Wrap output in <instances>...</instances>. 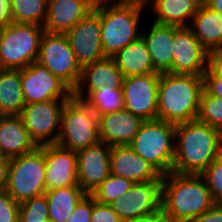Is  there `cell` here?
Segmentation results:
<instances>
[{"label": "cell", "mask_w": 222, "mask_h": 222, "mask_svg": "<svg viewBox=\"0 0 222 222\" xmlns=\"http://www.w3.org/2000/svg\"><path fill=\"white\" fill-rule=\"evenodd\" d=\"M203 91V76L161 73L158 119L174 125L196 120Z\"/></svg>", "instance_id": "3957f363"}, {"label": "cell", "mask_w": 222, "mask_h": 222, "mask_svg": "<svg viewBox=\"0 0 222 222\" xmlns=\"http://www.w3.org/2000/svg\"><path fill=\"white\" fill-rule=\"evenodd\" d=\"M20 203L16 202L6 190L0 192V222H18Z\"/></svg>", "instance_id": "e575fe53"}, {"label": "cell", "mask_w": 222, "mask_h": 222, "mask_svg": "<svg viewBox=\"0 0 222 222\" xmlns=\"http://www.w3.org/2000/svg\"><path fill=\"white\" fill-rule=\"evenodd\" d=\"M21 87L26 104L49 100H68L73 90L37 61L21 69Z\"/></svg>", "instance_id": "7c38bea8"}, {"label": "cell", "mask_w": 222, "mask_h": 222, "mask_svg": "<svg viewBox=\"0 0 222 222\" xmlns=\"http://www.w3.org/2000/svg\"><path fill=\"white\" fill-rule=\"evenodd\" d=\"M9 1L10 0H0V24L11 22Z\"/></svg>", "instance_id": "7bdbcfd3"}, {"label": "cell", "mask_w": 222, "mask_h": 222, "mask_svg": "<svg viewBox=\"0 0 222 222\" xmlns=\"http://www.w3.org/2000/svg\"><path fill=\"white\" fill-rule=\"evenodd\" d=\"M43 26L9 22L5 24L0 44V69H23L36 62Z\"/></svg>", "instance_id": "52a82bcc"}, {"label": "cell", "mask_w": 222, "mask_h": 222, "mask_svg": "<svg viewBox=\"0 0 222 222\" xmlns=\"http://www.w3.org/2000/svg\"><path fill=\"white\" fill-rule=\"evenodd\" d=\"M149 51L154 69L159 73H166L172 69L174 25H162L153 22L147 34L141 32Z\"/></svg>", "instance_id": "603a6c76"}, {"label": "cell", "mask_w": 222, "mask_h": 222, "mask_svg": "<svg viewBox=\"0 0 222 222\" xmlns=\"http://www.w3.org/2000/svg\"><path fill=\"white\" fill-rule=\"evenodd\" d=\"M67 100L26 104L20 114L30 138L39 146L56 144L61 129V113Z\"/></svg>", "instance_id": "30bf717a"}, {"label": "cell", "mask_w": 222, "mask_h": 222, "mask_svg": "<svg viewBox=\"0 0 222 222\" xmlns=\"http://www.w3.org/2000/svg\"><path fill=\"white\" fill-rule=\"evenodd\" d=\"M200 5H206L209 0H195Z\"/></svg>", "instance_id": "7dc6e473"}, {"label": "cell", "mask_w": 222, "mask_h": 222, "mask_svg": "<svg viewBox=\"0 0 222 222\" xmlns=\"http://www.w3.org/2000/svg\"><path fill=\"white\" fill-rule=\"evenodd\" d=\"M125 77L157 72L151 62L149 51L143 38L131 42L112 57Z\"/></svg>", "instance_id": "484cf974"}, {"label": "cell", "mask_w": 222, "mask_h": 222, "mask_svg": "<svg viewBox=\"0 0 222 222\" xmlns=\"http://www.w3.org/2000/svg\"><path fill=\"white\" fill-rule=\"evenodd\" d=\"M84 101L93 109L97 116L124 110L122 87L101 86L100 90L92 91Z\"/></svg>", "instance_id": "f1b7e54d"}, {"label": "cell", "mask_w": 222, "mask_h": 222, "mask_svg": "<svg viewBox=\"0 0 222 222\" xmlns=\"http://www.w3.org/2000/svg\"><path fill=\"white\" fill-rule=\"evenodd\" d=\"M159 72L123 79L124 108L143 120L158 119Z\"/></svg>", "instance_id": "4fadbf2b"}, {"label": "cell", "mask_w": 222, "mask_h": 222, "mask_svg": "<svg viewBox=\"0 0 222 222\" xmlns=\"http://www.w3.org/2000/svg\"><path fill=\"white\" fill-rule=\"evenodd\" d=\"M206 5L222 14V0H209Z\"/></svg>", "instance_id": "ee69618b"}, {"label": "cell", "mask_w": 222, "mask_h": 222, "mask_svg": "<svg viewBox=\"0 0 222 222\" xmlns=\"http://www.w3.org/2000/svg\"><path fill=\"white\" fill-rule=\"evenodd\" d=\"M190 28L194 36L201 42L203 48L211 53L219 50L222 46V14L209 8L207 5H200L193 16Z\"/></svg>", "instance_id": "cb8c5ba5"}, {"label": "cell", "mask_w": 222, "mask_h": 222, "mask_svg": "<svg viewBox=\"0 0 222 222\" xmlns=\"http://www.w3.org/2000/svg\"><path fill=\"white\" fill-rule=\"evenodd\" d=\"M4 26H5V24H0V44H1V40H2V33L4 30Z\"/></svg>", "instance_id": "bcb514c9"}, {"label": "cell", "mask_w": 222, "mask_h": 222, "mask_svg": "<svg viewBox=\"0 0 222 222\" xmlns=\"http://www.w3.org/2000/svg\"><path fill=\"white\" fill-rule=\"evenodd\" d=\"M101 34L100 1H98L91 12L65 33L81 68L106 58Z\"/></svg>", "instance_id": "8fae6325"}, {"label": "cell", "mask_w": 222, "mask_h": 222, "mask_svg": "<svg viewBox=\"0 0 222 222\" xmlns=\"http://www.w3.org/2000/svg\"><path fill=\"white\" fill-rule=\"evenodd\" d=\"M94 0H48L46 32L65 34L94 9Z\"/></svg>", "instance_id": "d6986e66"}, {"label": "cell", "mask_w": 222, "mask_h": 222, "mask_svg": "<svg viewBox=\"0 0 222 222\" xmlns=\"http://www.w3.org/2000/svg\"><path fill=\"white\" fill-rule=\"evenodd\" d=\"M91 222H123L112 209L110 204H103L96 201L93 196V211Z\"/></svg>", "instance_id": "8d00e7d4"}, {"label": "cell", "mask_w": 222, "mask_h": 222, "mask_svg": "<svg viewBox=\"0 0 222 222\" xmlns=\"http://www.w3.org/2000/svg\"><path fill=\"white\" fill-rule=\"evenodd\" d=\"M49 210L45 194L20 203L18 222H48Z\"/></svg>", "instance_id": "d6a6232c"}, {"label": "cell", "mask_w": 222, "mask_h": 222, "mask_svg": "<svg viewBox=\"0 0 222 222\" xmlns=\"http://www.w3.org/2000/svg\"><path fill=\"white\" fill-rule=\"evenodd\" d=\"M44 194L48 203L49 221L67 222L87 193L80 186H68L47 190Z\"/></svg>", "instance_id": "83f0119b"}, {"label": "cell", "mask_w": 222, "mask_h": 222, "mask_svg": "<svg viewBox=\"0 0 222 222\" xmlns=\"http://www.w3.org/2000/svg\"><path fill=\"white\" fill-rule=\"evenodd\" d=\"M48 0H10L11 21L15 23H45Z\"/></svg>", "instance_id": "f546056e"}, {"label": "cell", "mask_w": 222, "mask_h": 222, "mask_svg": "<svg viewBox=\"0 0 222 222\" xmlns=\"http://www.w3.org/2000/svg\"><path fill=\"white\" fill-rule=\"evenodd\" d=\"M99 142L98 116L84 100L72 96L62 109L56 144L77 152Z\"/></svg>", "instance_id": "8992f818"}, {"label": "cell", "mask_w": 222, "mask_h": 222, "mask_svg": "<svg viewBox=\"0 0 222 222\" xmlns=\"http://www.w3.org/2000/svg\"><path fill=\"white\" fill-rule=\"evenodd\" d=\"M208 69L216 77L222 79V51L220 49L209 53Z\"/></svg>", "instance_id": "60d3db41"}, {"label": "cell", "mask_w": 222, "mask_h": 222, "mask_svg": "<svg viewBox=\"0 0 222 222\" xmlns=\"http://www.w3.org/2000/svg\"><path fill=\"white\" fill-rule=\"evenodd\" d=\"M200 175L204 178L214 203L222 204V162L216 158Z\"/></svg>", "instance_id": "836d02e7"}, {"label": "cell", "mask_w": 222, "mask_h": 222, "mask_svg": "<svg viewBox=\"0 0 222 222\" xmlns=\"http://www.w3.org/2000/svg\"><path fill=\"white\" fill-rule=\"evenodd\" d=\"M45 189L79 186L77 181V154L57 144L44 145Z\"/></svg>", "instance_id": "e0dca14e"}, {"label": "cell", "mask_w": 222, "mask_h": 222, "mask_svg": "<svg viewBox=\"0 0 222 222\" xmlns=\"http://www.w3.org/2000/svg\"><path fill=\"white\" fill-rule=\"evenodd\" d=\"M176 125L164 120H146L130 143L135 153L162 175L172 172Z\"/></svg>", "instance_id": "5b68a950"}, {"label": "cell", "mask_w": 222, "mask_h": 222, "mask_svg": "<svg viewBox=\"0 0 222 222\" xmlns=\"http://www.w3.org/2000/svg\"><path fill=\"white\" fill-rule=\"evenodd\" d=\"M37 62L74 90L81 77V66L65 34L44 32Z\"/></svg>", "instance_id": "9c48e42d"}, {"label": "cell", "mask_w": 222, "mask_h": 222, "mask_svg": "<svg viewBox=\"0 0 222 222\" xmlns=\"http://www.w3.org/2000/svg\"><path fill=\"white\" fill-rule=\"evenodd\" d=\"M45 169L44 145L10 159L5 190L18 203L43 195Z\"/></svg>", "instance_id": "ba28073f"}, {"label": "cell", "mask_w": 222, "mask_h": 222, "mask_svg": "<svg viewBox=\"0 0 222 222\" xmlns=\"http://www.w3.org/2000/svg\"><path fill=\"white\" fill-rule=\"evenodd\" d=\"M123 79L122 71L117 67L115 60L106 57L82 67L81 77L77 87L73 90V96L84 100L92 91L100 90L102 85L122 87Z\"/></svg>", "instance_id": "44dd1931"}, {"label": "cell", "mask_w": 222, "mask_h": 222, "mask_svg": "<svg viewBox=\"0 0 222 222\" xmlns=\"http://www.w3.org/2000/svg\"><path fill=\"white\" fill-rule=\"evenodd\" d=\"M217 158L222 162V140H221L220 147L218 150Z\"/></svg>", "instance_id": "f6af8a7d"}, {"label": "cell", "mask_w": 222, "mask_h": 222, "mask_svg": "<svg viewBox=\"0 0 222 222\" xmlns=\"http://www.w3.org/2000/svg\"><path fill=\"white\" fill-rule=\"evenodd\" d=\"M200 174L170 172L163 175L162 208L169 222H190L214 205Z\"/></svg>", "instance_id": "7a4b0ae2"}, {"label": "cell", "mask_w": 222, "mask_h": 222, "mask_svg": "<svg viewBox=\"0 0 222 222\" xmlns=\"http://www.w3.org/2000/svg\"><path fill=\"white\" fill-rule=\"evenodd\" d=\"M154 12L153 22L162 25L190 26L189 21L198 11L200 4L195 0H145Z\"/></svg>", "instance_id": "d4e9b609"}, {"label": "cell", "mask_w": 222, "mask_h": 222, "mask_svg": "<svg viewBox=\"0 0 222 222\" xmlns=\"http://www.w3.org/2000/svg\"><path fill=\"white\" fill-rule=\"evenodd\" d=\"M111 146L104 142L78 150L77 181L87 193L92 194L110 175Z\"/></svg>", "instance_id": "2e32d148"}, {"label": "cell", "mask_w": 222, "mask_h": 222, "mask_svg": "<svg viewBox=\"0 0 222 222\" xmlns=\"http://www.w3.org/2000/svg\"><path fill=\"white\" fill-rule=\"evenodd\" d=\"M134 182L124 177L111 174L101 183L92 195L96 201L103 204H111L117 198L124 195L134 186Z\"/></svg>", "instance_id": "4dcf8cb0"}, {"label": "cell", "mask_w": 222, "mask_h": 222, "mask_svg": "<svg viewBox=\"0 0 222 222\" xmlns=\"http://www.w3.org/2000/svg\"><path fill=\"white\" fill-rule=\"evenodd\" d=\"M110 173L134 183L163 180V175L129 145L111 147Z\"/></svg>", "instance_id": "ac0fdd59"}, {"label": "cell", "mask_w": 222, "mask_h": 222, "mask_svg": "<svg viewBox=\"0 0 222 222\" xmlns=\"http://www.w3.org/2000/svg\"><path fill=\"white\" fill-rule=\"evenodd\" d=\"M38 146L30 138L20 115H0V154L15 158L34 151Z\"/></svg>", "instance_id": "7402d4cb"}, {"label": "cell", "mask_w": 222, "mask_h": 222, "mask_svg": "<svg viewBox=\"0 0 222 222\" xmlns=\"http://www.w3.org/2000/svg\"><path fill=\"white\" fill-rule=\"evenodd\" d=\"M162 182L151 180L135 183L110 206L122 221L151 213L162 207Z\"/></svg>", "instance_id": "9a60e30c"}, {"label": "cell", "mask_w": 222, "mask_h": 222, "mask_svg": "<svg viewBox=\"0 0 222 222\" xmlns=\"http://www.w3.org/2000/svg\"><path fill=\"white\" fill-rule=\"evenodd\" d=\"M190 222H222V204H214L209 210Z\"/></svg>", "instance_id": "f35d334b"}, {"label": "cell", "mask_w": 222, "mask_h": 222, "mask_svg": "<svg viewBox=\"0 0 222 222\" xmlns=\"http://www.w3.org/2000/svg\"><path fill=\"white\" fill-rule=\"evenodd\" d=\"M9 164V158H0V192L6 189Z\"/></svg>", "instance_id": "b9f144b4"}, {"label": "cell", "mask_w": 222, "mask_h": 222, "mask_svg": "<svg viewBox=\"0 0 222 222\" xmlns=\"http://www.w3.org/2000/svg\"><path fill=\"white\" fill-rule=\"evenodd\" d=\"M123 222H169L161 207L151 213L124 220Z\"/></svg>", "instance_id": "ab89813d"}, {"label": "cell", "mask_w": 222, "mask_h": 222, "mask_svg": "<svg viewBox=\"0 0 222 222\" xmlns=\"http://www.w3.org/2000/svg\"><path fill=\"white\" fill-rule=\"evenodd\" d=\"M203 84L207 94L222 98V79L216 77L209 69L203 74Z\"/></svg>", "instance_id": "74e56055"}, {"label": "cell", "mask_w": 222, "mask_h": 222, "mask_svg": "<svg viewBox=\"0 0 222 222\" xmlns=\"http://www.w3.org/2000/svg\"><path fill=\"white\" fill-rule=\"evenodd\" d=\"M197 120L209 124L222 133V98L211 96L203 91Z\"/></svg>", "instance_id": "1f68e13d"}, {"label": "cell", "mask_w": 222, "mask_h": 222, "mask_svg": "<svg viewBox=\"0 0 222 222\" xmlns=\"http://www.w3.org/2000/svg\"><path fill=\"white\" fill-rule=\"evenodd\" d=\"M222 133L196 120L176 125L172 171L201 174L216 158Z\"/></svg>", "instance_id": "6da1fadb"}, {"label": "cell", "mask_w": 222, "mask_h": 222, "mask_svg": "<svg viewBox=\"0 0 222 222\" xmlns=\"http://www.w3.org/2000/svg\"><path fill=\"white\" fill-rule=\"evenodd\" d=\"M145 120L128 110L98 116L100 141L107 145H130Z\"/></svg>", "instance_id": "ffe728a7"}, {"label": "cell", "mask_w": 222, "mask_h": 222, "mask_svg": "<svg viewBox=\"0 0 222 222\" xmlns=\"http://www.w3.org/2000/svg\"><path fill=\"white\" fill-rule=\"evenodd\" d=\"M145 6V0L100 1L102 47L106 57L112 58L141 36L138 27Z\"/></svg>", "instance_id": "277c9868"}, {"label": "cell", "mask_w": 222, "mask_h": 222, "mask_svg": "<svg viewBox=\"0 0 222 222\" xmlns=\"http://www.w3.org/2000/svg\"><path fill=\"white\" fill-rule=\"evenodd\" d=\"M25 105L21 69H0V115H20Z\"/></svg>", "instance_id": "4316f807"}, {"label": "cell", "mask_w": 222, "mask_h": 222, "mask_svg": "<svg viewBox=\"0 0 222 222\" xmlns=\"http://www.w3.org/2000/svg\"><path fill=\"white\" fill-rule=\"evenodd\" d=\"M93 195L86 194L77 204L67 222H91Z\"/></svg>", "instance_id": "d590c367"}, {"label": "cell", "mask_w": 222, "mask_h": 222, "mask_svg": "<svg viewBox=\"0 0 222 222\" xmlns=\"http://www.w3.org/2000/svg\"><path fill=\"white\" fill-rule=\"evenodd\" d=\"M173 63L169 73L203 76L209 53L189 26H174Z\"/></svg>", "instance_id": "5bb4252c"}]
</instances>
